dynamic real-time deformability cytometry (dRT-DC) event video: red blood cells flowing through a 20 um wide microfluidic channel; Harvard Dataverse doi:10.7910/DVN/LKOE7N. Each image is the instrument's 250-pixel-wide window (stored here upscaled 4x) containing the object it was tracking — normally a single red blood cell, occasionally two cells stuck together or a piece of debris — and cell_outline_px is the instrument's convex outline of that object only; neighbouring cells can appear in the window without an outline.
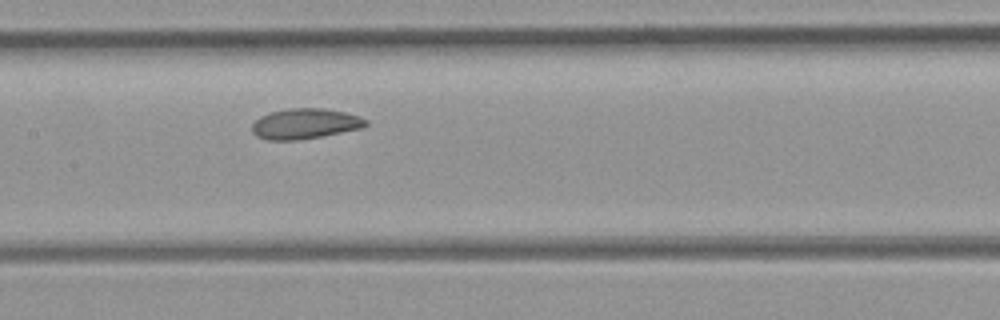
{"species": "common noctule bat (a hibernating species)", "species_latin": "Nyctalus noctula", "temperature_condition": "room temperature", "stored_images_in_passage": 5, "camera_frame_rate_fps": 3000, "um_per_image_px": 0.085, "animal": {"sex": "female", "body_mass_g": 21.9}, "frame": {"image": 1, "passage_image": 5, "time_ms": 1.333, "image_size_px": [1000, 320], "cell_outline_px": [[368, 124], [364, 128], [320, 136], [296, 140], [268, 140], [256, 136], [252, 132], [252, 124], [260, 116], [272, 112], [288, 108], [324, 108], [344, 112], [360, 116], [368, 120]], "centroid_in_image_um": [25.94, 10.51], "position_along_channel_um": 181.5, "area_um2": 20.17}}